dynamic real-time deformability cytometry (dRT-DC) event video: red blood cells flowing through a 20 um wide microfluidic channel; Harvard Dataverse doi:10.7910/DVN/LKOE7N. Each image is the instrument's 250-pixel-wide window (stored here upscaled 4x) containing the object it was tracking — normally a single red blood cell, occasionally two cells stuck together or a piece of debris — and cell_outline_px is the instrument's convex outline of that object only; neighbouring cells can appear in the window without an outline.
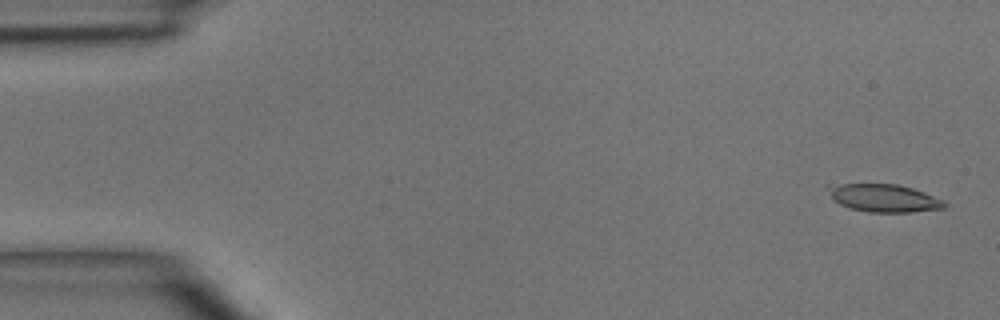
{"species": "common noctule bat (a hibernating species)", "species_latin": "Nyctalus noctula", "temperature_condition": "room temperature", "stored_images_in_passage": 4, "camera_frame_rate_fps": 3000, "um_per_image_px": 0.085, "animal": {"sex": "male", "body_mass_g": 15.6}, "frame": {"image": 1, "passage_image": 1, "time_ms": 0.0, "image_size_px": [1000, 320], "cell_outline_px": [[948, 204], [944, 208], [912, 212], [868, 212], [848, 208], [840, 204], [832, 196], [828, 188], [828, 184], [896, 184], [912, 188], [924, 192], [944, 200]], "centroid_in_image_um": [75.17, 16.84], "position_along_channel_um": 9.8, "area_um2": 18.73}}
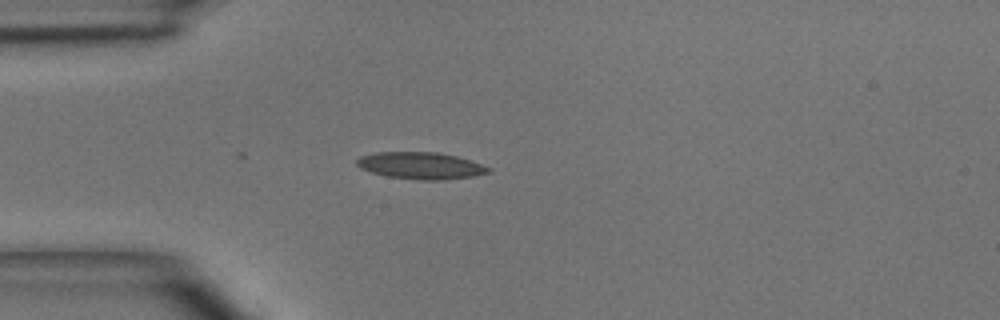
{"frame": {"image": 2, "passage_image": 4, "time_ms": 3.667, "image_size_px": [1000, 320], "cell_outline_px": [[492, 172], [472, 176], [444, 180], [420, 180], [388, 176], [372, 172], [360, 168], [356, 164], [356, 160], [360, 156], [376, 152], [436, 152], [456, 156], [492, 168]], "centroid_in_image_um": [35.76, 14.08], "position_along_channel_um": 49.2, "area_um2": 20.52}}